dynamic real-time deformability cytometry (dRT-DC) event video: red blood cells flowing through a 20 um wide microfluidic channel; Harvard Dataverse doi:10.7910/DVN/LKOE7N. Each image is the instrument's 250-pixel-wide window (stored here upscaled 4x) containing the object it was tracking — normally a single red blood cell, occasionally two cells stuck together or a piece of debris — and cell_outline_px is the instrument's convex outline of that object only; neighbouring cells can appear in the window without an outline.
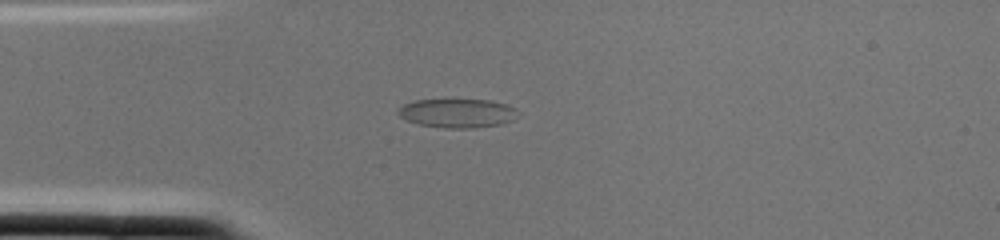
{"species": "common noctule bat (a hibernating species)", "species_latin": "Nyctalus noctula", "temperature_condition": "cold", "stored_images_in_passage": 1, "camera_frame_rate_fps": 3000, "um_per_image_px": 0.085, "animal": {"sex": "female", "body_mass_g": 22.0, "forearm_length_mm": 56.7}, "frame": {"image": 1, "passage_image": 1, "time_ms": 0.0, "image_size_px": [1000, 240], "cell_outline_px": [[516, 108], [512, 120], [500, 124], [472, 128], [444, 128], [420, 124], [408, 120], [400, 116], [396, 112], [404, 104], [416, 100], [488, 100], [504, 104]], "centroid_in_image_um": [38.84, 9.62], "position_along_channel_um": 46.2, "area_um2": 19.71}}